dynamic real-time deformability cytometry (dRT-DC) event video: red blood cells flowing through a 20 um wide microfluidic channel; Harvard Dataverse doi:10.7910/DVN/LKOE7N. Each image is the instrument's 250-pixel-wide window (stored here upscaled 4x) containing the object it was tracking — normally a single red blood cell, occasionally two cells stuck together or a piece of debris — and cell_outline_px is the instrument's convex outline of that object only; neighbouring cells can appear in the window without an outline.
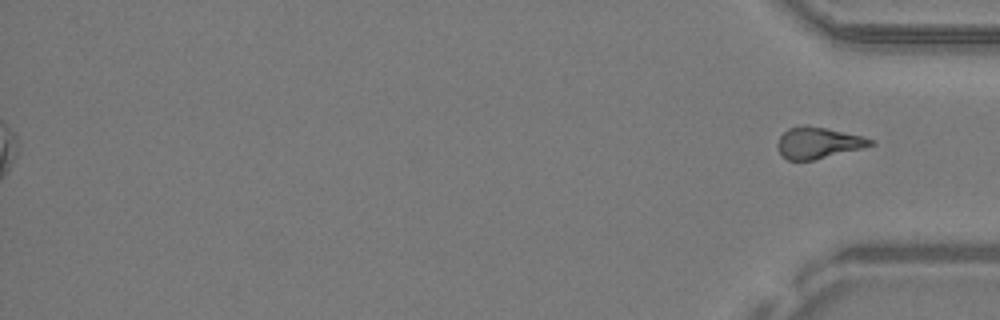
{"species": "common noctule bat (a hibernating species)", "species_latin": "Nyctalus noctula", "temperature_condition": "warm", "stored_images_in_passage": 37, "segment_of_instrument_passage": [2, 2], "camera_frame_rate_fps": 3000, "um_per_image_px": 0.085, "animal": {"sex": "male", "body_mass_g": 19.2, "forearm_length_mm": 51.8}, "frame": {"image": 1, "passage_image": 37, "time_ms": 12.0, "image_size_px": [1000, 320], "cell_outline_px": [[876, 144], [812, 160], [788, 160], [780, 152], [776, 144], [780, 136], [788, 128], [824, 128], [860, 136], [876, 140]], "centroid_in_image_um": [69.55, 12.17], "position_along_channel_um": 365.6, "area_um2": 16.07}}